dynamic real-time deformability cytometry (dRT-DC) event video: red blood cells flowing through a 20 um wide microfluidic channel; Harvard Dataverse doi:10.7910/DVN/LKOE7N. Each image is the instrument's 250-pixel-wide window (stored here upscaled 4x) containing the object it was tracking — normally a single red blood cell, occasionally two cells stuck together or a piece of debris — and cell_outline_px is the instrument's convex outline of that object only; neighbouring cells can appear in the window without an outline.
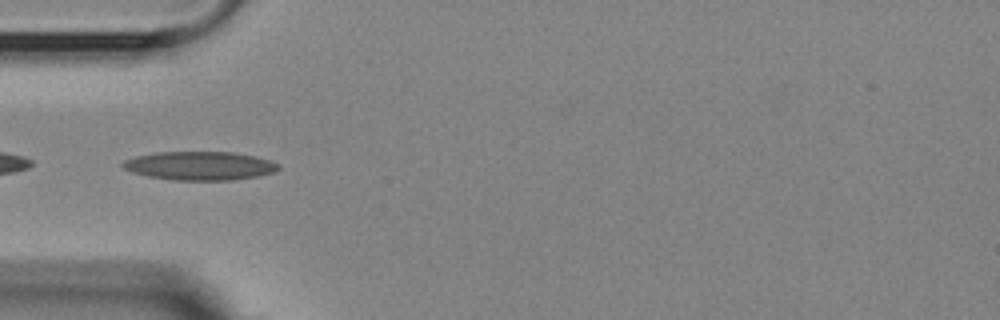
{"species": "Egyptian fruit bat (a non-hibernating species)", "species_latin": "Rousettus aegyptiacus", "temperature_condition": "room temperature", "stored_images_in_passage": 7, "camera_frame_rate_fps": 3000, "um_per_image_px": 0.085, "animal": {"sex": "female"}, "frame": {"image": 1, "passage_image": 5, "time_ms": 4.333, "image_size_px": [1000, 320], "cell_outline_px": [[280, 168], [272, 172], [256, 176], [232, 180], [172, 180], [148, 176], [132, 172], [124, 168], [120, 164], [124, 160], [136, 156], [156, 152], [232, 152], [256, 156], [272, 160], [280, 164]], "centroid_in_image_um": [16.98, 14.08], "position_along_channel_um": 68.0, "area_um2": 26.01}}
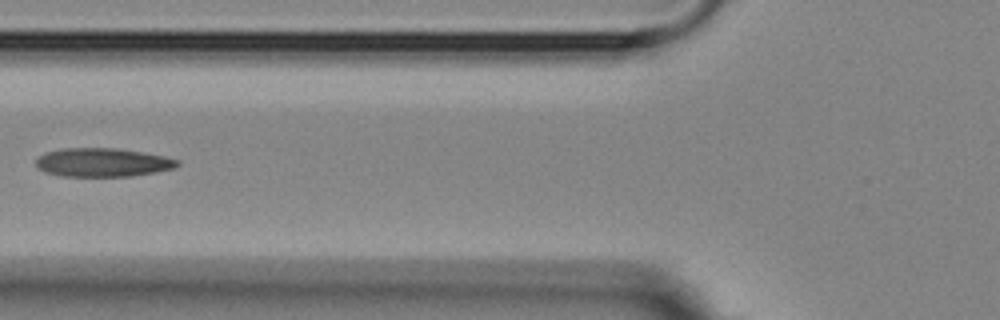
{"frame": {"image": 2, "passage_image": 6, "time_ms": 5.667, "image_size_px": [1000, 320], "cell_outline_px": [[180, 164], [176, 168], [156, 172], [132, 176], [60, 176], [44, 172], [36, 168], [36, 160], [44, 152], [64, 148], [116, 148], [144, 152], [164, 156], [180, 160]], "centroid_in_image_um": [8.73, 13.81], "position_along_channel_um": 117.1, "area_um2": 23.87}}
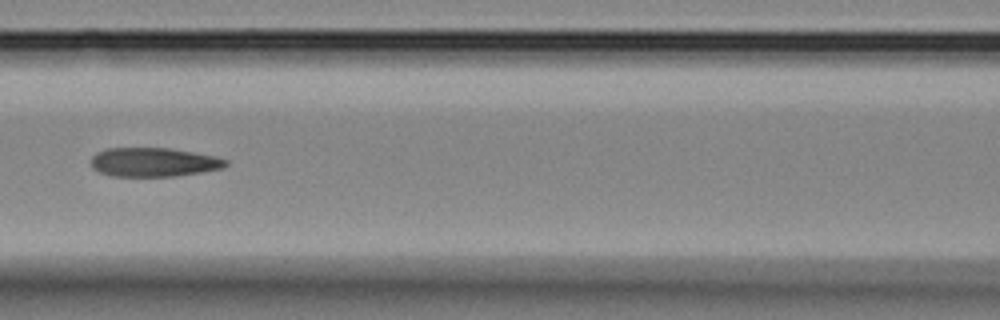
{"frame": {"image": 3, "passage_image": 7, "time_ms": 6.667, "image_size_px": [1000, 320], "cell_outline_px": [[228, 164], [224, 168], [176, 176], [112, 176], [100, 172], [92, 168], [92, 156], [96, 152], [104, 148], [172, 148], [216, 156], [228, 160]], "centroid_in_image_um": [13.07, 13.77], "position_along_channel_um": 153.5, "area_um2": 22.89}}